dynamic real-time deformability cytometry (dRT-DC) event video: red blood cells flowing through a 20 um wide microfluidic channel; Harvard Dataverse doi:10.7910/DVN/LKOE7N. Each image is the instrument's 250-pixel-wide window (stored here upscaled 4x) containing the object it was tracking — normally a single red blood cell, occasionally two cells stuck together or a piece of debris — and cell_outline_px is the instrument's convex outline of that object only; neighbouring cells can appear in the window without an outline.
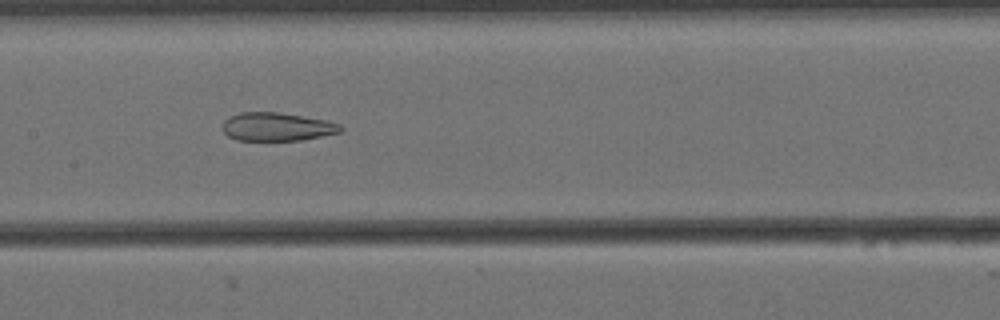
{"species": "Egyptian fruit bat (a non-hibernating species)", "species_latin": "Rousettus aegyptiacus", "temperature_condition": "cold", "stored_images_in_passage": 53, "camera_frame_rate_fps": 3000, "um_per_image_px": 0.085, "animal": {"sex": "female"}, "frame": {"image": 1, "passage_image": 27, "time_ms": 8.667, "image_size_px": [1000, 320], "cell_outline_px": [[344, 128], [340, 132], [300, 140], [236, 140], [228, 136], [224, 132], [224, 120], [228, 116], [240, 112], [276, 112], [324, 120], [340, 124]], "centroid_in_image_um": [23.51, 10.77], "position_along_channel_um": 183.9, "area_um2": 19.25}}
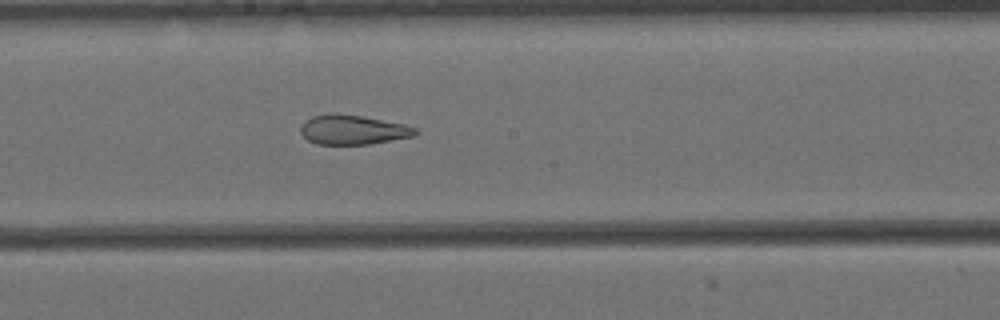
{"frame": {"image": 2, "passage_image": 30, "time_ms": 9.667, "image_size_px": [1000, 320], "cell_outline_px": [[420, 132], [416, 136], [368, 144], [316, 144], [308, 140], [300, 132], [300, 128], [304, 120], [312, 116], [360, 116], [404, 124], [416, 128]], "centroid_in_image_um": [30.04, 11.07], "position_along_channel_um": 218.2, "area_um2": 19.13}}
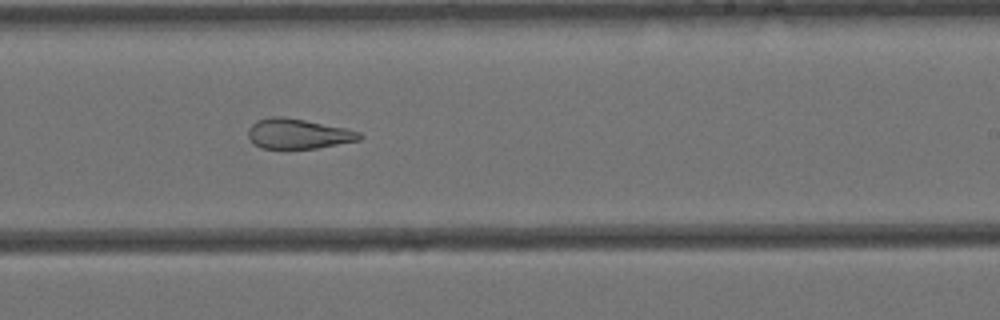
{"frame": {"image": 3, "passage_image": 34, "time_ms": 11.0, "image_size_px": [1000, 320], "cell_outline_px": [[364, 136], [360, 140], [316, 148], [260, 148], [252, 144], [248, 136], [248, 128], [256, 120], [272, 116], [284, 116], [344, 128], [360, 132]], "centroid_in_image_um": [25.3, 11.37], "position_along_channel_um": 263.7, "area_um2": 19.48}, "authors_computed_cell_mechanics": {"area_um2": 23.1778, "velocity_mm_per_s": 3.4457, "shape_relaxation_time_tau1_ms": null, "shape_relaxation_time_tau2_ms": 3.8325, "deformation_change_tau1": null, "deformation_change_tau2": 0.1259}}